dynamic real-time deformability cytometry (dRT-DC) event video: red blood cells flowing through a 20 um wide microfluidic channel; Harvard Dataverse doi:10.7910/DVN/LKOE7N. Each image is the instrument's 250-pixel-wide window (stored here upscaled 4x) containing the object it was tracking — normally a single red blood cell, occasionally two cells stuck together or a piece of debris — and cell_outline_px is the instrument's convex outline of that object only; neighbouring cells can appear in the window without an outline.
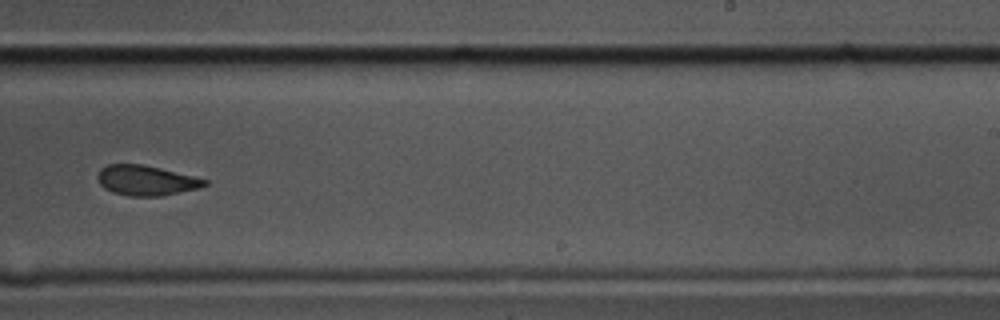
{"species": "common noctule bat (a hibernating species)", "species_latin": "Nyctalus noctula", "temperature_condition": "cold", "stored_images_in_passage": 16, "camera_frame_rate_fps": 3000, "um_per_image_px": 0.085, "animal": {"sex": "male", "body_mass_g": 17.5, "forearm_length_mm": 52.3}, "frame": {"image": 1, "passage_image": 10, "time_ms": 3.0, "image_size_px": [1000, 320], "cell_outline_px": [[208, 184], [200, 188], [160, 196], [128, 196], [112, 192], [104, 188], [100, 184], [96, 176], [100, 168], [108, 164], [140, 164], [160, 168], [208, 180]], "centroid_in_image_um": [12.39, 15.34], "position_along_channel_um": 276.6, "area_um2": 18.73}}
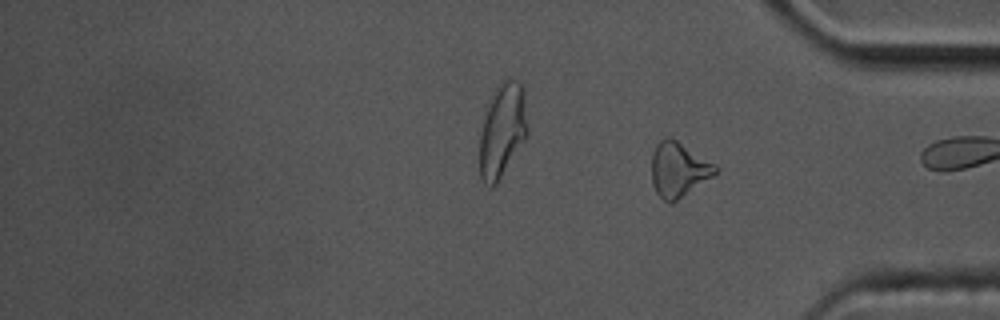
{"frame": {"image": 2, "passage_image": 16, "time_ms": 5.0, "image_size_px": [1000, 320], "cell_outline_px": [[720, 172], [672, 204], [668, 204], [656, 192], [652, 184], [652, 152], [656, 144], [664, 136], [668, 136], [676, 140], [716, 164], [720, 168]], "centroid_in_image_um": [57.7, 14.42], "position_along_channel_um": 377.5, "area_um2": 20.69}}